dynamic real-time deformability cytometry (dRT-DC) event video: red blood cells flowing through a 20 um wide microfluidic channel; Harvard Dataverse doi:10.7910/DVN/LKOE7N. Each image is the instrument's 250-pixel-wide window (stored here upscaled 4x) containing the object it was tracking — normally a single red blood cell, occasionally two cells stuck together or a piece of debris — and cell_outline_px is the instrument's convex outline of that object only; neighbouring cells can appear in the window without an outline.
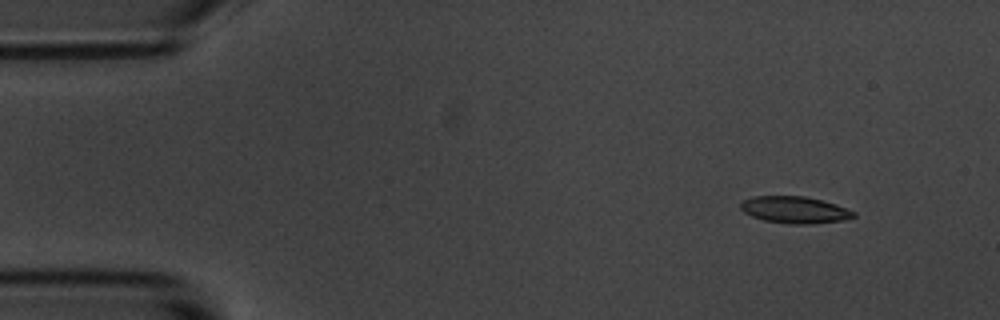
{"species": "common noctule bat (a hibernating species)", "species_latin": "Nyctalus noctula", "temperature_condition": "room temperature", "stored_images_in_passage": 5, "camera_frame_rate_fps": 3000, "um_per_image_px": 0.085, "animal": {"sex": "male", "body_mass_g": 20.1, "forearm_length_mm": 53.5}, "frame": {"image": 1, "passage_image": 2, "time_ms": 1.333, "image_size_px": [1000, 320], "cell_outline_px": [[856, 216], [840, 220], [808, 224], [788, 224], [764, 220], [752, 216], [744, 212], [740, 208], [740, 204], [744, 200], [752, 196], [804, 196], [836, 204], [856, 212]], "centroid_in_image_um": [67.53, 17.83], "position_along_channel_um": 17.5, "area_um2": 17.51}}
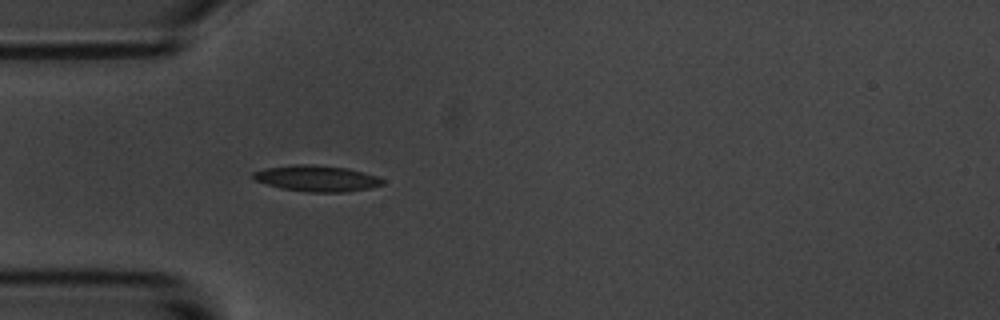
{"frame": {"image": 2, "passage_image": 5, "time_ms": 5.0, "image_size_px": [1000, 320], "cell_outline_px": [[384, 184], [368, 188], [344, 192], [308, 192], [280, 188], [256, 180], [252, 176], [252, 172], [264, 168], [292, 164], [312, 164], [348, 168], [376, 176], [384, 180]], "centroid_in_image_um": [26.9, 15.15], "position_along_channel_um": 58.1, "area_um2": 19.59}}